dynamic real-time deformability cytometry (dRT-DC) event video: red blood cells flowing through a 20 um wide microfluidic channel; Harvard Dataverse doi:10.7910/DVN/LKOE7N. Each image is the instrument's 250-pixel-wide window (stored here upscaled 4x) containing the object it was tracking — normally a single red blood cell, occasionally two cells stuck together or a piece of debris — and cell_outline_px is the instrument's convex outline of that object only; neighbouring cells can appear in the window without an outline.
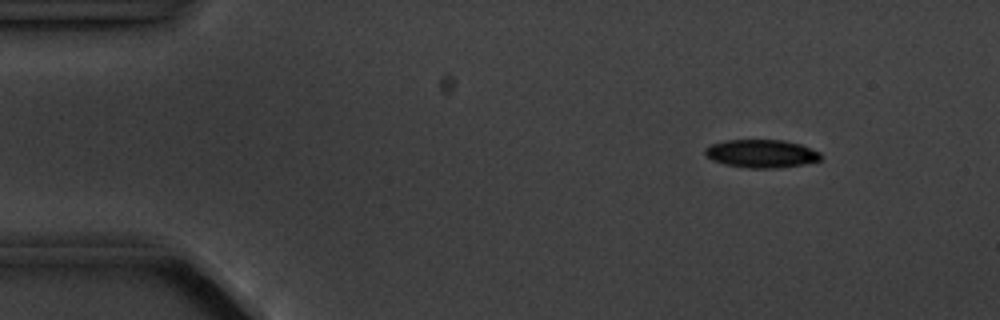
{"species": "common noctule bat (a hibernating species)", "species_latin": "Nyctalus noctula", "temperature_condition": "cold", "stored_images_in_passage": 5, "camera_frame_rate_fps": 3000, "um_per_image_px": 0.085, "animal": {"sex": "male", "body_mass_g": 20.1, "forearm_length_mm": 53.5}, "frame": {"image": 1, "passage_image": 2, "time_ms": 1.0, "image_size_px": [1000, 320], "cell_outline_px": [[820, 160], [800, 164], [776, 168], [748, 168], [724, 164], [712, 160], [704, 152], [704, 148], [712, 144], [724, 140], [784, 140], [800, 144], [820, 152]], "centroid_in_image_um": [64.68, 13.05], "position_along_channel_um": 20.3, "area_um2": 18.79}}
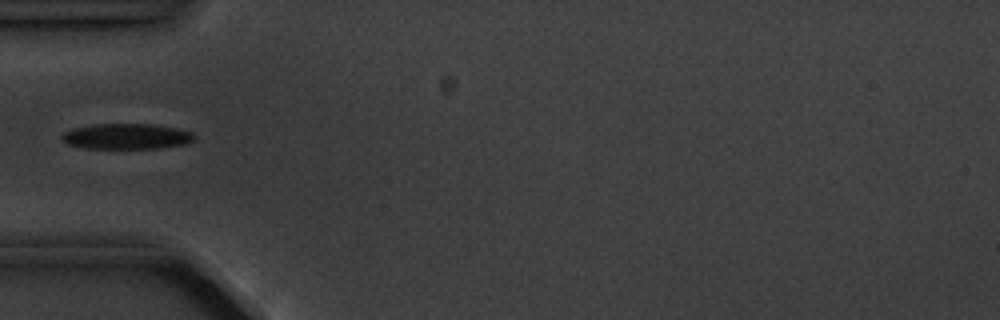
{"frame": {"image": 2, "passage_image": 5, "time_ms": 4.667, "image_size_px": [1000, 320], "cell_outline_px": [[192, 140], [184, 144], [156, 148], [84, 148], [68, 144], [60, 140], [60, 136], [64, 132], [76, 128], [96, 124], [152, 124], [176, 128], [192, 132]], "centroid_in_image_um": [10.7, 11.59], "position_along_channel_um": 74.3, "area_um2": 19.42}}